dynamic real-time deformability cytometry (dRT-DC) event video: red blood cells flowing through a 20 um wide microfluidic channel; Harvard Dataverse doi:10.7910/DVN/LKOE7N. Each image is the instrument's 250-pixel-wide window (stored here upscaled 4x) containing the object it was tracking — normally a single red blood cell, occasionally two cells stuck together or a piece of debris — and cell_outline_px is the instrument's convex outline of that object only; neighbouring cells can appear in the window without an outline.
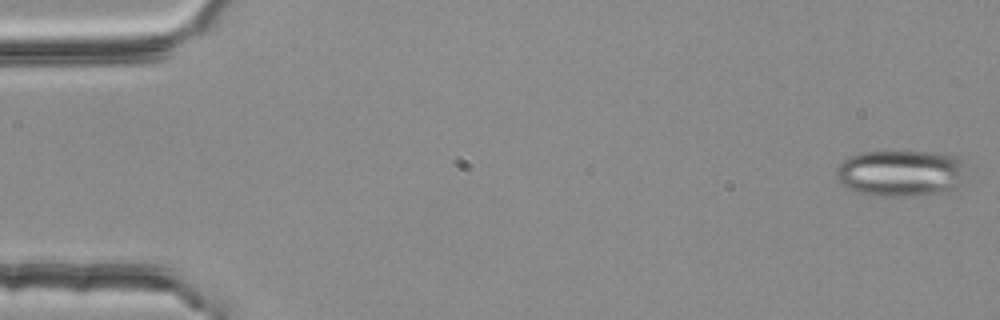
{"species": "common noctule bat (a hibernating species)", "species_latin": "Nyctalus noctula", "temperature_condition": "room temperature", "stored_images_in_passage": 54, "camera_frame_rate_fps": 3000, "um_per_image_px": 0.085, "animal": {"sex": "female", "body_mass_g": 25.1}, "frame": {"image": 1, "passage_image": 1, "time_ms": 0.0, "image_size_px": [1000, 320], "cell_outline_px": [[968, 180], [956, 192], [916, 196], [880, 196], [856, 192], [840, 184], [836, 180], [836, 168], [848, 156], [860, 152], [936, 152], [960, 156], [964, 160]], "centroid_in_image_um": [76.7, 14.74], "position_along_channel_um": 8.3, "area_um2": 36.76}}
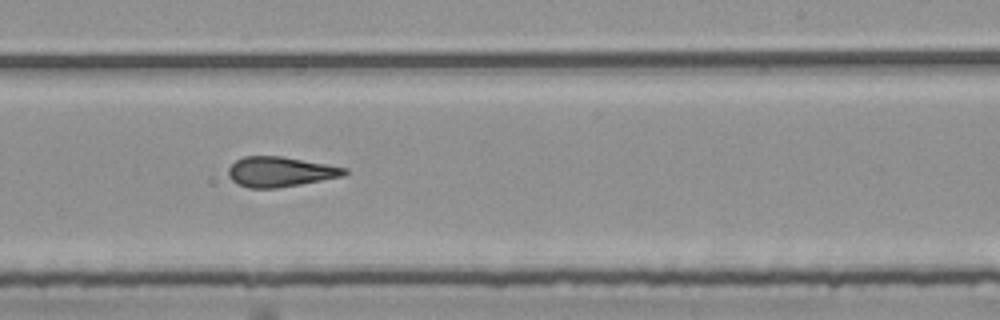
{"frame": {"image": 2, "passage_image": 33, "time_ms": 10.667, "image_size_px": [1000, 320], "cell_outline_px": [[348, 172], [344, 176], [300, 184], [276, 188], [248, 188], [236, 184], [228, 176], [228, 168], [236, 160], [244, 156], [280, 156], [328, 164], [348, 168]], "centroid_in_image_um": [23.81, 14.6], "position_along_channel_um": 265.2, "area_um2": 20.4}}
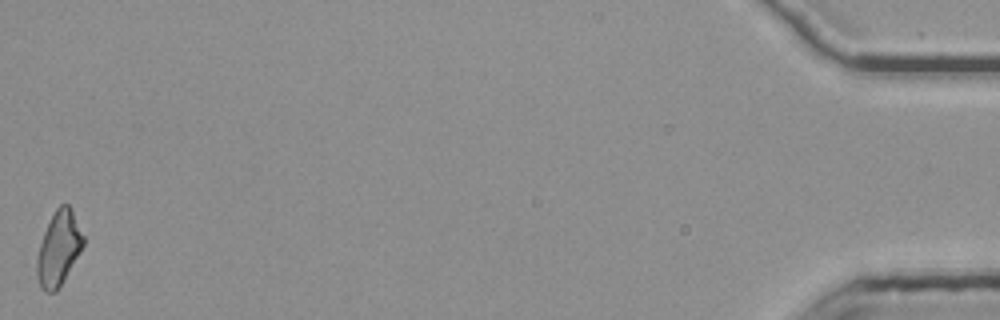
{"frame": {"image": 3, "passage_image": 54, "time_ms": 17.667, "image_size_px": [1000, 320], "cell_outline_px": [[84, 244], [80, 252], [56, 292], [44, 292], [40, 288], [36, 276], [36, 260], [40, 244], [44, 232], [56, 208], [60, 204], [68, 204], [72, 208], [84, 236]], "centroid_in_image_um": [4.98, 21.12], "position_along_channel_um": 430.2, "area_um2": 20.0}, "authors_computed_cell_mechanics": {"area_um2": 21.0392, "velocity_mm_per_s": 3.7932, "shape_relaxation_time_tau1_ms": null, "shape_relaxation_time_tau2_ms": 3.5068, "deformation_change_tau1": null, "deformation_change_tau2": 0.1443}}